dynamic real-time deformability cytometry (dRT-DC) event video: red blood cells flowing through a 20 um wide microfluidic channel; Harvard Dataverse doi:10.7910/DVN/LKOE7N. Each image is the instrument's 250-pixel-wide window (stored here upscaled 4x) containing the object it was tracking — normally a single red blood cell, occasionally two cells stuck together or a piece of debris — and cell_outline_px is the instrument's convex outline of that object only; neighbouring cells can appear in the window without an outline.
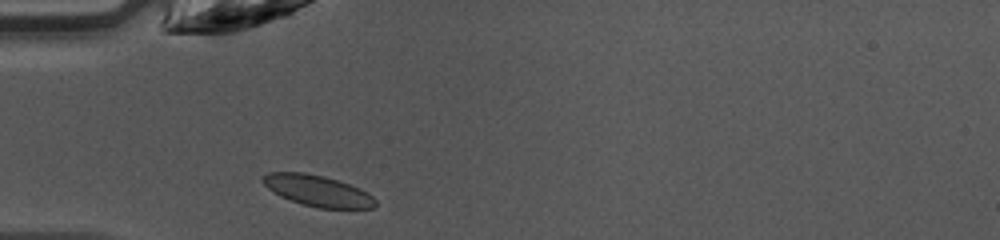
{"species": "common noctule bat (a hibernating species)", "species_latin": "Nyctalus noctula", "temperature_condition": "warm", "stored_images_in_passage": 33, "camera_frame_rate_fps": 3000, "um_per_image_px": 0.085, "animal": {"sex": "female", "body_mass_g": 10.0, "forearm_length_mm": 53.1}, "frame": {"image": 1, "passage_image": 1, "time_ms": 0.0, "image_size_px": [1000, 240], "cell_outline_px": [[376, 204], [372, 208], [320, 208], [304, 204], [280, 196], [268, 188], [260, 180], [268, 172], [304, 172], [324, 176], [360, 188], [368, 192], [376, 200]], "centroid_in_image_um": [27.0, 16.2], "position_along_channel_um": 58.0, "area_um2": 20.17}}
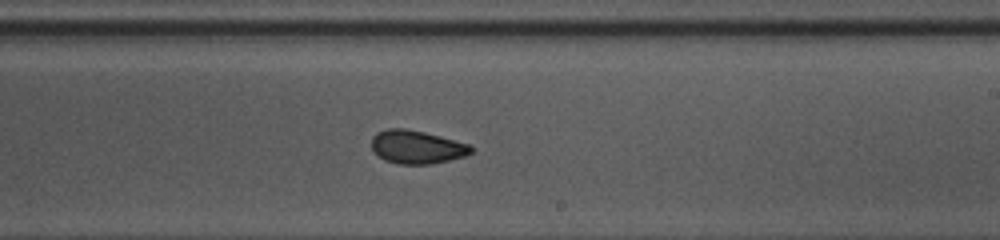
{"frame": {"image": 2, "passage_image": 15, "time_ms": 4.667, "image_size_px": [1000, 240], "cell_outline_px": [[476, 148], [472, 152], [464, 156], [448, 160], [428, 164], [400, 164], [384, 160], [372, 148], [372, 136], [376, 132], [388, 128], [404, 128], [424, 132], [440, 136], [468, 144]], "centroid_in_image_um": [35.42, 12.48], "position_along_channel_um": 253.6, "area_um2": 19.19}}
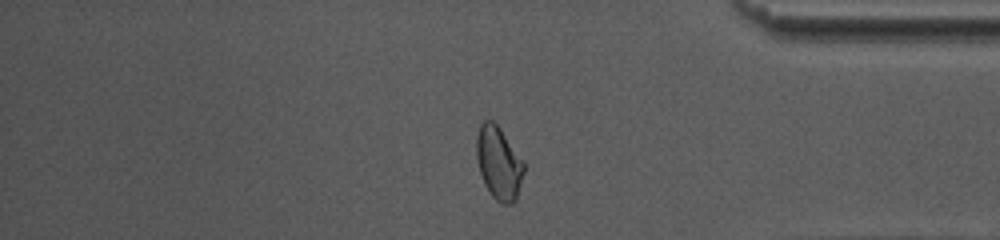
{"frame": {"image": 3, "passage_image": 26, "time_ms": 8.333, "image_size_px": [1000, 240], "cell_outline_px": [[524, 172], [516, 200], [512, 204], [504, 204], [496, 200], [492, 196], [484, 184], [480, 172], [476, 156], [476, 136], [480, 124], [484, 120], [492, 120], [500, 128], [524, 160]], "centroid_in_image_um": [42.4, 13.85], "position_along_channel_um": 392.8, "area_um2": 20.29}, "authors_computed_cell_mechanics": {"area_um2": 19.7676, "velocity_mm_per_s": 4.2851, "shape_relaxation_time_tau1_ms": 4.5393, "shape_relaxation_time_tau2_ms": 1.7209, "deformation_change_tau1": 0.131, "deformation_change_tau2": 0.0527}}